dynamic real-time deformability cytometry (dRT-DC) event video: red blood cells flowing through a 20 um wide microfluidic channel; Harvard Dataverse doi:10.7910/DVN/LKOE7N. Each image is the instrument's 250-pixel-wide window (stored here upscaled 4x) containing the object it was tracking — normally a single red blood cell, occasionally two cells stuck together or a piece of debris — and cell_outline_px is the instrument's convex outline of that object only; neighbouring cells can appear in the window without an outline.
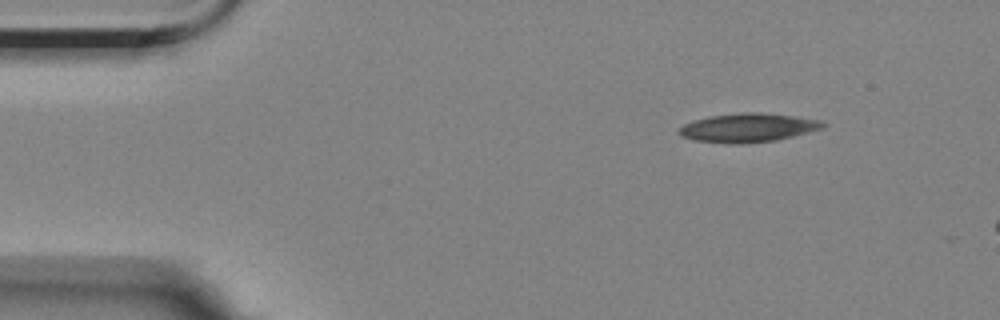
{"species": "Egyptian fruit bat (a non-hibernating species)", "species_latin": "Rousettus aegyptiacus", "temperature_condition": "room temperature", "stored_images_in_passage": 2, "camera_frame_rate_fps": 3000, "um_per_image_px": 0.085, "animal": {"sex": "female"}, "frame": {"image": 1, "passage_image": 1, "time_ms": 0.0, "image_size_px": [1000, 320], "cell_outline_px": [[828, 124], [824, 128], [776, 140], [740, 144], [728, 144], [692, 140], [680, 136], [676, 132], [684, 124], [692, 120], [708, 116], [748, 112], [760, 112], [796, 116], [824, 120]], "centroid_in_image_um": [63.58, 10.85], "position_along_channel_um": 21.4, "area_um2": 24.51}}